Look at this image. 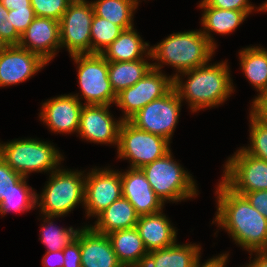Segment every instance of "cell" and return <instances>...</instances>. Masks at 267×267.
Wrapping results in <instances>:
<instances>
[{
    "mask_svg": "<svg viewBox=\"0 0 267 267\" xmlns=\"http://www.w3.org/2000/svg\"><path fill=\"white\" fill-rule=\"evenodd\" d=\"M217 194V214L213 220L249 252L267 250V219L244 195L230 189L222 180Z\"/></svg>",
    "mask_w": 267,
    "mask_h": 267,
    "instance_id": "cell-1",
    "label": "cell"
},
{
    "mask_svg": "<svg viewBox=\"0 0 267 267\" xmlns=\"http://www.w3.org/2000/svg\"><path fill=\"white\" fill-rule=\"evenodd\" d=\"M181 75L188 77L186 82L183 83ZM173 87L182 101L186 99L193 113L222 104L234 90L226 61L182 72L174 77Z\"/></svg>",
    "mask_w": 267,
    "mask_h": 267,
    "instance_id": "cell-2",
    "label": "cell"
},
{
    "mask_svg": "<svg viewBox=\"0 0 267 267\" xmlns=\"http://www.w3.org/2000/svg\"><path fill=\"white\" fill-rule=\"evenodd\" d=\"M150 49L152 58L159 61L152 63V68L160 70L163 67L161 64H169L178 70L173 78L208 63L215 52L201 30L171 34Z\"/></svg>",
    "mask_w": 267,
    "mask_h": 267,
    "instance_id": "cell-3",
    "label": "cell"
},
{
    "mask_svg": "<svg viewBox=\"0 0 267 267\" xmlns=\"http://www.w3.org/2000/svg\"><path fill=\"white\" fill-rule=\"evenodd\" d=\"M83 173L64 170L60 167L50 173L49 181L42 194L40 196L36 194V205L41 208V214L61 217L71 212L79 203H84L85 175Z\"/></svg>",
    "mask_w": 267,
    "mask_h": 267,
    "instance_id": "cell-4",
    "label": "cell"
},
{
    "mask_svg": "<svg viewBox=\"0 0 267 267\" xmlns=\"http://www.w3.org/2000/svg\"><path fill=\"white\" fill-rule=\"evenodd\" d=\"M0 157L23 177L31 172L52 173L63 160V155L51 143L31 138L0 143Z\"/></svg>",
    "mask_w": 267,
    "mask_h": 267,
    "instance_id": "cell-5",
    "label": "cell"
},
{
    "mask_svg": "<svg viewBox=\"0 0 267 267\" xmlns=\"http://www.w3.org/2000/svg\"><path fill=\"white\" fill-rule=\"evenodd\" d=\"M155 194L165 203L196 197L195 180L174 161L171 151L141 168Z\"/></svg>",
    "mask_w": 267,
    "mask_h": 267,
    "instance_id": "cell-6",
    "label": "cell"
},
{
    "mask_svg": "<svg viewBox=\"0 0 267 267\" xmlns=\"http://www.w3.org/2000/svg\"><path fill=\"white\" fill-rule=\"evenodd\" d=\"M170 141L123 121L119 130L118 158L129 159L130 168L141 169L170 152Z\"/></svg>",
    "mask_w": 267,
    "mask_h": 267,
    "instance_id": "cell-7",
    "label": "cell"
},
{
    "mask_svg": "<svg viewBox=\"0 0 267 267\" xmlns=\"http://www.w3.org/2000/svg\"><path fill=\"white\" fill-rule=\"evenodd\" d=\"M78 64V82L86 105L115 104L117 95L108 76V61L98 53L71 56Z\"/></svg>",
    "mask_w": 267,
    "mask_h": 267,
    "instance_id": "cell-8",
    "label": "cell"
},
{
    "mask_svg": "<svg viewBox=\"0 0 267 267\" xmlns=\"http://www.w3.org/2000/svg\"><path fill=\"white\" fill-rule=\"evenodd\" d=\"M94 16L92 3L73 0L59 21L60 45L70 56L91 54V23Z\"/></svg>",
    "mask_w": 267,
    "mask_h": 267,
    "instance_id": "cell-9",
    "label": "cell"
},
{
    "mask_svg": "<svg viewBox=\"0 0 267 267\" xmlns=\"http://www.w3.org/2000/svg\"><path fill=\"white\" fill-rule=\"evenodd\" d=\"M181 102L173 87L164 96L145 105L129 121L141 130L170 141L178 123Z\"/></svg>",
    "mask_w": 267,
    "mask_h": 267,
    "instance_id": "cell-10",
    "label": "cell"
},
{
    "mask_svg": "<svg viewBox=\"0 0 267 267\" xmlns=\"http://www.w3.org/2000/svg\"><path fill=\"white\" fill-rule=\"evenodd\" d=\"M222 181L241 195L267 190V161L240 148L226 161Z\"/></svg>",
    "mask_w": 267,
    "mask_h": 267,
    "instance_id": "cell-11",
    "label": "cell"
},
{
    "mask_svg": "<svg viewBox=\"0 0 267 267\" xmlns=\"http://www.w3.org/2000/svg\"><path fill=\"white\" fill-rule=\"evenodd\" d=\"M173 83V76L167 77L161 70L151 68L135 85L117 94L115 104L124 112L121 120L129 121L145 105L167 94Z\"/></svg>",
    "mask_w": 267,
    "mask_h": 267,
    "instance_id": "cell-12",
    "label": "cell"
},
{
    "mask_svg": "<svg viewBox=\"0 0 267 267\" xmlns=\"http://www.w3.org/2000/svg\"><path fill=\"white\" fill-rule=\"evenodd\" d=\"M122 197L121 172L112 169H92L85 175L84 203L87 218L97 216Z\"/></svg>",
    "mask_w": 267,
    "mask_h": 267,
    "instance_id": "cell-13",
    "label": "cell"
},
{
    "mask_svg": "<svg viewBox=\"0 0 267 267\" xmlns=\"http://www.w3.org/2000/svg\"><path fill=\"white\" fill-rule=\"evenodd\" d=\"M110 105H86L80 113L78 134L82 139L118 147L119 130L123 120H114L109 112Z\"/></svg>",
    "mask_w": 267,
    "mask_h": 267,
    "instance_id": "cell-14",
    "label": "cell"
},
{
    "mask_svg": "<svg viewBox=\"0 0 267 267\" xmlns=\"http://www.w3.org/2000/svg\"><path fill=\"white\" fill-rule=\"evenodd\" d=\"M48 63L19 45L7 46L0 53V87L28 80Z\"/></svg>",
    "mask_w": 267,
    "mask_h": 267,
    "instance_id": "cell-15",
    "label": "cell"
},
{
    "mask_svg": "<svg viewBox=\"0 0 267 267\" xmlns=\"http://www.w3.org/2000/svg\"><path fill=\"white\" fill-rule=\"evenodd\" d=\"M76 95H61L42 104L39 117L56 133H73L79 128L80 113L84 104Z\"/></svg>",
    "mask_w": 267,
    "mask_h": 267,
    "instance_id": "cell-16",
    "label": "cell"
},
{
    "mask_svg": "<svg viewBox=\"0 0 267 267\" xmlns=\"http://www.w3.org/2000/svg\"><path fill=\"white\" fill-rule=\"evenodd\" d=\"M21 48L39 55L49 63L61 48L59 21L46 17H35L26 31L21 35Z\"/></svg>",
    "mask_w": 267,
    "mask_h": 267,
    "instance_id": "cell-17",
    "label": "cell"
},
{
    "mask_svg": "<svg viewBox=\"0 0 267 267\" xmlns=\"http://www.w3.org/2000/svg\"><path fill=\"white\" fill-rule=\"evenodd\" d=\"M122 197L135 208L139 216L163 210L164 202L155 194L141 169L130 168L121 172Z\"/></svg>",
    "mask_w": 267,
    "mask_h": 267,
    "instance_id": "cell-18",
    "label": "cell"
},
{
    "mask_svg": "<svg viewBox=\"0 0 267 267\" xmlns=\"http://www.w3.org/2000/svg\"><path fill=\"white\" fill-rule=\"evenodd\" d=\"M81 267H123L109 237L86 225L80 230Z\"/></svg>",
    "mask_w": 267,
    "mask_h": 267,
    "instance_id": "cell-19",
    "label": "cell"
},
{
    "mask_svg": "<svg viewBox=\"0 0 267 267\" xmlns=\"http://www.w3.org/2000/svg\"><path fill=\"white\" fill-rule=\"evenodd\" d=\"M163 212L139 216L136 229L148 252L176 243L177 233Z\"/></svg>",
    "mask_w": 267,
    "mask_h": 267,
    "instance_id": "cell-20",
    "label": "cell"
},
{
    "mask_svg": "<svg viewBox=\"0 0 267 267\" xmlns=\"http://www.w3.org/2000/svg\"><path fill=\"white\" fill-rule=\"evenodd\" d=\"M107 236L123 267L144 265L148 251L136 227L116 230L107 234Z\"/></svg>",
    "mask_w": 267,
    "mask_h": 267,
    "instance_id": "cell-21",
    "label": "cell"
},
{
    "mask_svg": "<svg viewBox=\"0 0 267 267\" xmlns=\"http://www.w3.org/2000/svg\"><path fill=\"white\" fill-rule=\"evenodd\" d=\"M93 230L101 234H109L116 230L136 227L139 215L133 205L124 197L115 200L97 216Z\"/></svg>",
    "mask_w": 267,
    "mask_h": 267,
    "instance_id": "cell-22",
    "label": "cell"
},
{
    "mask_svg": "<svg viewBox=\"0 0 267 267\" xmlns=\"http://www.w3.org/2000/svg\"><path fill=\"white\" fill-rule=\"evenodd\" d=\"M201 247L196 244H173L148 252L145 267H197Z\"/></svg>",
    "mask_w": 267,
    "mask_h": 267,
    "instance_id": "cell-23",
    "label": "cell"
},
{
    "mask_svg": "<svg viewBox=\"0 0 267 267\" xmlns=\"http://www.w3.org/2000/svg\"><path fill=\"white\" fill-rule=\"evenodd\" d=\"M149 43L144 42L134 27L123 30L118 38L112 42L101 55L108 62L136 61L143 58H152ZM147 50V51H146Z\"/></svg>",
    "mask_w": 267,
    "mask_h": 267,
    "instance_id": "cell-24",
    "label": "cell"
},
{
    "mask_svg": "<svg viewBox=\"0 0 267 267\" xmlns=\"http://www.w3.org/2000/svg\"><path fill=\"white\" fill-rule=\"evenodd\" d=\"M204 9L201 23L204 30L202 34L208 39L209 43L216 49V43L211 36V32L221 35L229 34L244 22L248 16L244 11L219 9L214 7H200ZM215 43V44H214Z\"/></svg>",
    "mask_w": 267,
    "mask_h": 267,
    "instance_id": "cell-25",
    "label": "cell"
},
{
    "mask_svg": "<svg viewBox=\"0 0 267 267\" xmlns=\"http://www.w3.org/2000/svg\"><path fill=\"white\" fill-rule=\"evenodd\" d=\"M152 68L145 59L136 61L108 62V76L112 89L117 95L122 90L135 85Z\"/></svg>",
    "mask_w": 267,
    "mask_h": 267,
    "instance_id": "cell-26",
    "label": "cell"
},
{
    "mask_svg": "<svg viewBox=\"0 0 267 267\" xmlns=\"http://www.w3.org/2000/svg\"><path fill=\"white\" fill-rule=\"evenodd\" d=\"M240 67L260 96L267 87V49L247 47L239 52Z\"/></svg>",
    "mask_w": 267,
    "mask_h": 267,
    "instance_id": "cell-27",
    "label": "cell"
},
{
    "mask_svg": "<svg viewBox=\"0 0 267 267\" xmlns=\"http://www.w3.org/2000/svg\"><path fill=\"white\" fill-rule=\"evenodd\" d=\"M91 3L94 15L107 19L124 30L133 27V12L139 3L137 0H96Z\"/></svg>",
    "mask_w": 267,
    "mask_h": 267,
    "instance_id": "cell-28",
    "label": "cell"
},
{
    "mask_svg": "<svg viewBox=\"0 0 267 267\" xmlns=\"http://www.w3.org/2000/svg\"><path fill=\"white\" fill-rule=\"evenodd\" d=\"M56 217L45 216L44 224L41 229V236L39 240L42 241L47 247L46 252H56L63 250L66 246L70 245L76 240L78 233L81 229H73L72 226L69 228H58L54 226L52 220ZM52 219V220H51ZM45 222L48 224L45 225Z\"/></svg>",
    "mask_w": 267,
    "mask_h": 267,
    "instance_id": "cell-29",
    "label": "cell"
},
{
    "mask_svg": "<svg viewBox=\"0 0 267 267\" xmlns=\"http://www.w3.org/2000/svg\"><path fill=\"white\" fill-rule=\"evenodd\" d=\"M27 177H23L15 189L5 196L0 202V214L4 215L9 211L24 212L35 208L36 194L32 187L27 186Z\"/></svg>",
    "mask_w": 267,
    "mask_h": 267,
    "instance_id": "cell-30",
    "label": "cell"
},
{
    "mask_svg": "<svg viewBox=\"0 0 267 267\" xmlns=\"http://www.w3.org/2000/svg\"><path fill=\"white\" fill-rule=\"evenodd\" d=\"M123 30L107 19L94 15L91 23V54H101Z\"/></svg>",
    "mask_w": 267,
    "mask_h": 267,
    "instance_id": "cell-31",
    "label": "cell"
},
{
    "mask_svg": "<svg viewBox=\"0 0 267 267\" xmlns=\"http://www.w3.org/2000/svg\"><path fill=\"white\" fill-rule=\"evenodd\" d=\"M250 146L242 149L257 158L267 161V125L250 111Z\"/></svg>",
    "mask_w": 267,
    "mask_h": 267,
    "instance_id": "cell-32",
    "label": "cell"
},
{
    "mask_svg": "<svg viewBox=\"0 0 267 267\" xmlns=\"http://www.w3.org/2000/svg\"><path fill=\"white\" fill-rule=\"evenodd\" d=\"M37 17L52 18L60 21L68 5L73 0H30Z\"/></svg>",
    "mask_w": 267,
    "mask_h": 267,
    "instance_id": "cell-33",
    "label": "cell"
},
{
    "mask_svg": "<svg viewBox=\"0 0 267 267\" xmlns=\"http://www.w3.org/2000/svg\"><path fill=\"white\" fill-rule=\"evenodd\" d=\"M23 178V176L15 172L0 157V202L11 191L15 189V185Z\"/></svg>",
    "mask_w": 267,
    "mask_h": 267,
    "instance_id": "cell-34",
    "label": "cell"
},
{
    "mask_svg": "<svg viewBox=\"0 0 267 267\" xmlns=\"http://www.w3.org/2000/svg\"><path fill=\"white\" fill-rule=\"evenodd\" d=\"M35 17L36 15L33 8L26 7L9 11L7 20L9 21L11 28H15L16 31L22 35Z\"/></svg>",
    "mask_w": 267,
    "mask_h": 267,
    "instance_id": "cell-35",
    "label": "cell"
},
{
    "mask_svg": "<svg viewBox=\"0 0 267 267\" xmlns=\"http://www.w3.org/2000/svg\"><path fill=\"white\" fill-rule=\"evenodd\" d=\"M199 7H214L219 9H230L244 11L249 15L254 7L249 0H202Z\"/></svg>",
    "mask_w": 267,
    "mask_h": 267,
    "instance_id": "cell-36",
    "label": "cell"
},
{
    "mask_svg": "<svg viewBox=\"0 0 267 267\" xmlns=\"http://www.w3.org/2000/svg\"><path fill=\"white\" fill-rule=\"evenodd\" d=\"M9 11L0 2V37L5 43L10 45H19L21 35L16 31L15 28H11L9 21L7 20Z\"/></svg>",
    "mask_w": 267,
    "mask_h": 267,
    "instance_id": "cell-37",
    "label": "cell"
},
{
    "mask_svg": "<svg viewBox=\"0 0 267 267\" xmlns=\"http://www.w3.org/2000/svg\"><path fill=\"white\" fill-rule=\"evenodd\" d=\"M63 267H81L80 231L75 241L63 249Z\"/></svg>",
    "mask_w": 267,
    "mask_h": 267,
    "instance_id": "cell-38",
    "label": "cell"
},
{
    "mask_svg": "<svg viewBox=\"0 0 267 267\" xmlns=\"http://www.w3.org/2000/svg\"><path fill=\"white\" fill-rule=\"evenodd\" d=\"M244 196L267 219V190L246 192Z\"/></svg>",
    "mask_w": 267,
    "mask_h": 267,
    "instance_id": "cell-39",
    "label": "cell"
},
{
    "mask_svg": "<svg viewBox=\"0 0 267 267\" xmlns=\"http://www.w3.org/2000/svg\"><path fill=\"white\" fill-rule=\"evenodd\" d=\"M251 112L267 125V96H256L252 102Z\"/></svg>",
    "mask_w": 267,
    "mask_h": 267,
    "instance_id": "cell-40",
    "label": "cell"
},
{
    "mask_svg": "<svg viewBox=\"0 0 267 267\" xmlns=\"http://www.w3.org/2000/svg\"><path fill=\"white\" fill-rule=\"evenodd\" d=\"M43 267H63L64 254L63 250L56 252H46L42 259Z\"/></svg>",
    "mask_w": 267,
    "mask_h": 267,
    "instance_id": "cell-41",
    "label": "cell"
},
{
    "mask_svg": "<svg viewBox=\"0 0 267 267\" xmlns=\"http://www.w3.org/2000/svg\"><path fill=\"white\" fill-rule=\"evenodd\" d=\"M8 11L32 7L30 0H0Z\"/></svg>",
    "mask_w": 267,
    "mask_h": 267,
    "instance_id": "cell-42",
    "label": "cell"
},
{
    "mask_svg": "<svg viewBox=\"0 0 267 267\" xmlns=\"http://www.w3.org/2000/svg\"><path fill=\"white\" fill-rule=\"evenodd\" d=\"M256 258L248 264V267H267V250L254 251Z\"/></svg>",
    "mask_w": 267,
    "mask_h": 267,
    "instance_id": "cell-43",
    "label": "cell"
},
{
    "mask_svg": "<svg viewBox=\"0 0 267 267\" xmlns=\"http://www.w3.org/2000/svg\"><path fill=\"white\" fill-rule=\"evenodd\" d=\"M197 267H219V256L208 259L202 265L199 263Z\"/></svg>",
    "mask_w": 267,
    "mask_h": 267,
    "instance_id": "cell-44",
    "label": "cell"
},
{
    "mask_svg": "<svg viewBox=\"0 0 267 267\" xmlns=\"http://www.w3.org/2000/svg\"><path fill=\"white\" fill-rule=\"evenodd\" d=\"M228 255H229V253H227V254L223 253V254L219 255V267H225L227 259H228ZM245 267H248V265Z\"/></svg>",
    "mask_w": 267,
    "mask_h": 267,
    "instance_id": "cell-45",
    "label": "cell"
},
{
    "mask_svg": "<svg viewBox=\"0 0 267 267\" xmlns=\"http://www.w3.org/2000/svg\"><path fill=\"white\" fill-rule=\"evenodd\" d=\"M8 45L5 41L0 37V53L7 47Z\"/></svg>",
    "mask_w": 267,
    "mask_h": 267,
    "instance_id": "cell-46",
    "label": "cell"
},
{
    "mask_svg": "<svg viewBox=\"0 0 267 267\" xmlns=\"http://www.w3.org/2000/svg\"><path fill=\"white\" fill-rule=\"evenodd\" d=\"M258 11H267V2L263 3V5H261L260 7H258L257 9Z\"/></svg>",
    "mask_w": 267,
    "mask_h": 267,
    "instance_id": "cell-47",
    "label": "cell"
},
{
    "mask_svg": "<svg viewBox=\"0 0 267 267\" xmlns=\"http://www.w3.org/2000/svg\"><path fill=\"white\" fill-rule=\"evenodd\" d=\"M260 96H267V87H266V89L264 90V92Z\"/></svg>",
    "mask_w": 267,
    "mask_h": 267,
    "instance_id": "cell-48",
    "label": "cell"
},
{
    "mask_svg": "<svg viewBox=\"0 0 267 267\" xmlns=\"http://www.w3.org/2000/svg\"><path fill=\"white\" fill-rule=\"evenodd\" d=\"M129 267H145L144 265H141V266H129Z\"/></svg>",
    "mask_w": 267,
    "mask_h": 267,
    "instance_id": "cell-49",
    "label": "cell"
}]
</instances>
